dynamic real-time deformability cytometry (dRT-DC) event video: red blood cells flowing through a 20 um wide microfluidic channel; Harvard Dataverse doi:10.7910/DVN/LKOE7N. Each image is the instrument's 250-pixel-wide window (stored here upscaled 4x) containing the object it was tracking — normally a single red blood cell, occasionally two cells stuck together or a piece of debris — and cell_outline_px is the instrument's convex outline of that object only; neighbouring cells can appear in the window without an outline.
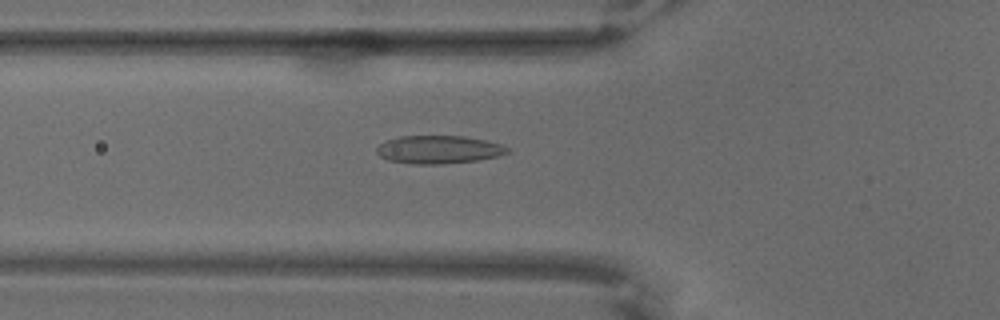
{"species": "common noctule bat (a hibernating species)", "species_latin": "Nyctalus noctula", "temperature_condition": "warm", "stored_images_in_passage": 51, "camera_frame_rate_fps": 3000, "um_per_image_px": 0.085, "animal": {"sex": "male", "body_mass_g": 18.8}, "frame": {"image": 1, "passage_image": 9, "time_ms": 2.667, "image_size_px": [1000, 320], "cell_outline_px": [[512, 152], [496, 156], [476, 160], [444, 164], [412, 164], [388, 160], [380, 156], [376, 152], [376, 148], [384, 140], [400, 136], [464, 136], [484, 140], [500, 144], [508, 148]], "centroid_in_image_um": [37.25, 12.71], "position_along_channel_um": 88.5, "area_um2": 21.39}}
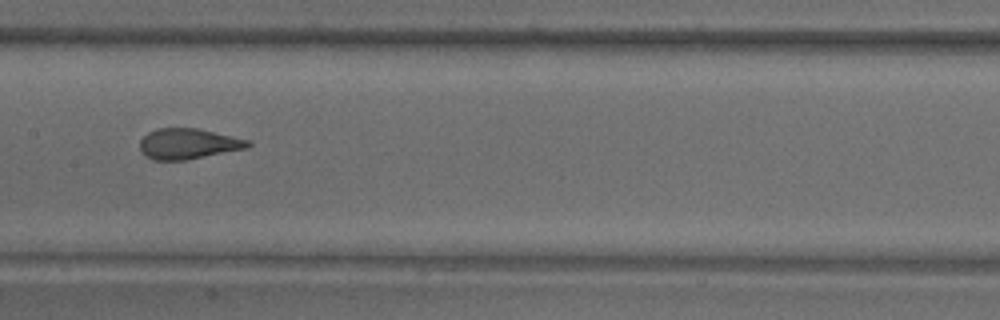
{"frame": {"image": 2, "passage_image": 19, "time_ms": 6.0, "image_size_px": [1000, 320], "cell_outline_px": [[252, 144], [248, 148], [188, 160], [152, 160], [144, 156], [140, 148], [140, 140], [148, 132], [156, 128], [196, 128], [252, 140]], "centroid_in_image_um": [16.02, 12.23], "position_along_channel_um": 191.4, "area_um2": 19.54}}
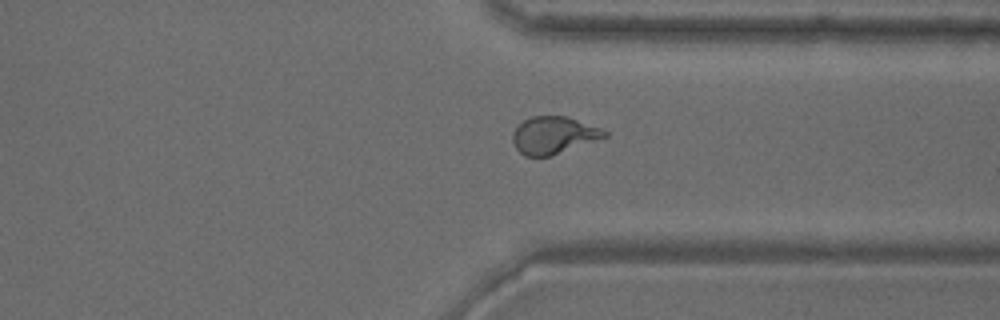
{"frame": {"image": 3, "passage_image": 36, "time_ms": 11.667, "image_size_px": [1000, 320], "cell_outline_px": [[608, 136], [548, 156], [524, 156], [516, 148], [512, 140], [512, 132], [524, 120], [532, 116], [568, 116], [600, 128], [608, 132]], "centroid_in_image_um": [47.03, 11.48], "position_along_channel_um": 364.4, "area_um2": 19.65}}